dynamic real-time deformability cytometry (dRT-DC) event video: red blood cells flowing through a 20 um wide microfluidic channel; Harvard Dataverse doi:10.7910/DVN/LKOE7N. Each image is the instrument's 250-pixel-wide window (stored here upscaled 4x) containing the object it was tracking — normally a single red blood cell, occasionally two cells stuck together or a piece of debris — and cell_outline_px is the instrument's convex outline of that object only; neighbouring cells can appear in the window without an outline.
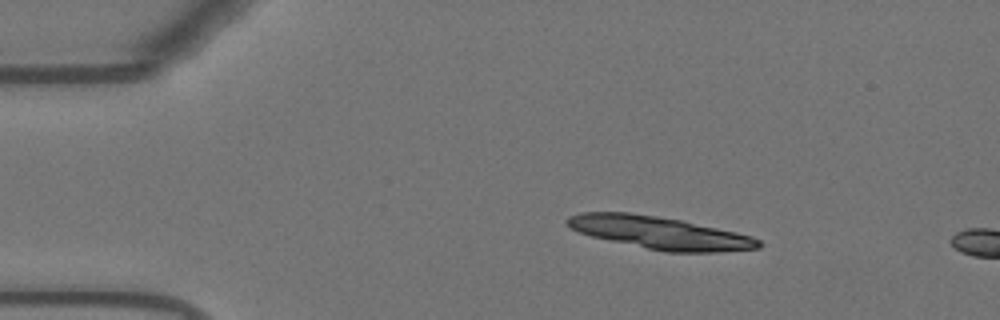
{"species": "Egyptian fruit bat (a non-hibernating species)", "species_latin": "Rousettus aegyptiacus", "temperature_condition": "warm", "stored_images_in_passage": 4, "camera_frame_rate_fps": 3000, "um_per_image_px": 0.085, "animal": {"sex": "female"}, "frame": {"image": 1, "passage_image": 1, "time_ms": 0.0, "image_size_px": [1000, 320], "cell_outline_px": [[764, 244], [760, 248], [716, 252], [664, 252], [592, 236], [580, 232], [572, 228], [564, 220], [568, 216], [580, 212], [628, 212], [656, 216], [680, 220], [736, 232], [752, 236], [760, 240]], "centroid_in_image_um": [56.1, 19.78], "position_along_channel_um": 28.9, "area_um2": 36.01}}